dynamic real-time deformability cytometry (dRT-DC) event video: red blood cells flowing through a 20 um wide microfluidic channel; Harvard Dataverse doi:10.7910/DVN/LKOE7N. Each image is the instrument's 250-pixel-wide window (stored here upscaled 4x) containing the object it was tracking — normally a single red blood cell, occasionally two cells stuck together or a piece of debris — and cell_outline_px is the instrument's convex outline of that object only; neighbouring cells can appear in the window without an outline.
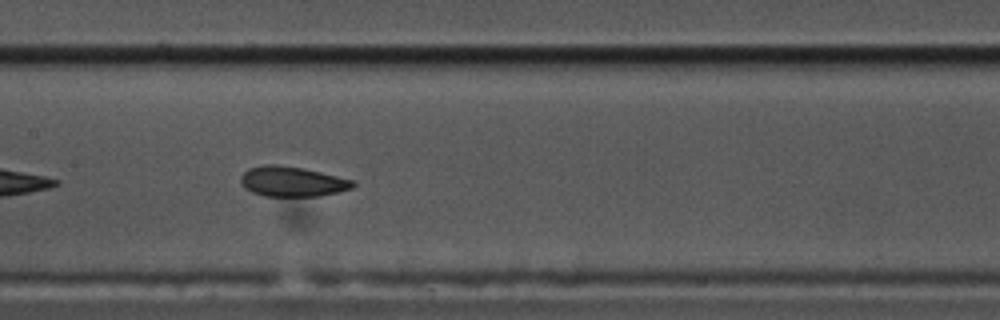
{"species": "common noctule bat (a hibernating species)", "species_latin": "Nyctalus noctula", "temperature_condition": "cold", "stored_images_in_passage": 44, "camera_frame_rate_fps": 3000, "um_per_image_px": 0.085, "animal": {"sex": "male", "body_mass_g": 17.5, "forearm_length_mm": 52.3}, "frame": {"image": 1, "passage_image": 13, "time_ms": 4.0, "image_size_px": [1000, 320], "cell_outline_px": [[356, 184], [352, 188], [320, 196], [264, 196], [252, 192], [244, 188], [240, 180], [240, 176], [248, 168], [264, 164], [276, 164], [304, 168], [356, 180]], "centroid_in_image_um": [24.84, 15.42], "position_along_channel_um": 182.6, "area_um2": 19.88}}
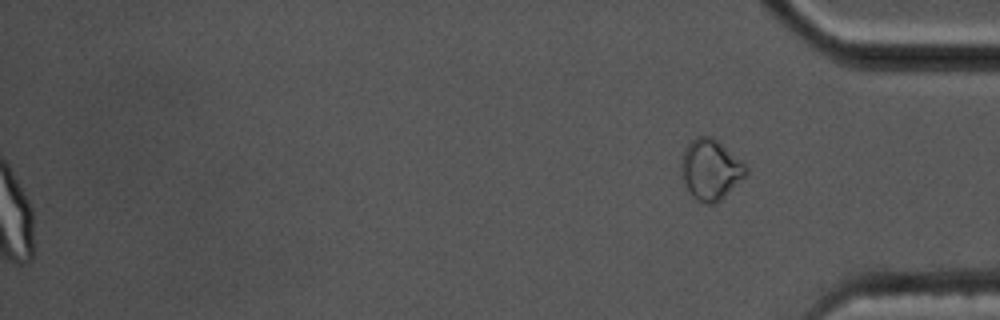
{"frame": {"image": 2, "passage_image": 44, "time_ms": 14.333, "image_size_px": [1000, 320], "cell_outline_px": [[748, 172], [716, 204], [704, 204], [696, 200], [688, 192], [680, 172], [680, 160], [684, 148], [696, 136], [712, 136], [744, 164], [748, 168]], "centroid_in_image_um": [60.33, 14.42], "position_along_channel_um": 374.9, "area_um2": 22.72}, "authors_computed_cell_mechanics": {"area_um2": 20.5768, "velocity_mm_per_s": 3.4732, "shape_relaxation_time_tau1_ms": 10.3233, "shape_relaxation_time_tau2_ms": 1.9368, "deformation_change_tau1": 0.1891, "deformation_change_tau2": 0.0639}}